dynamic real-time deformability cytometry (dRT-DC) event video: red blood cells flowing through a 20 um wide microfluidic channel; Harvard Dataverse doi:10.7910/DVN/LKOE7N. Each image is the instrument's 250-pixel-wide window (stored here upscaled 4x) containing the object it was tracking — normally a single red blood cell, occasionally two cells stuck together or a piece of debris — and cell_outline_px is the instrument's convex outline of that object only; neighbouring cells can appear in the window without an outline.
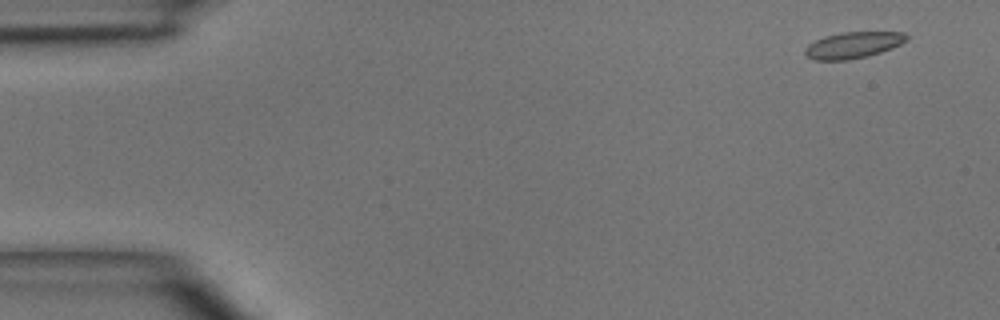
{"species": "common noctule bat (a hibernating species)", "species_latin": "Nyctalus noctula", "temperature_condition": "room temperature", "stored_images_in_passage": 4, "camera_frame_rate_fps": 3000, "um_per_image_px": 0.085, "animal": {"sex": "male", "body_mass_g": 15.6}, "frame": {"image": 1, "passage_image": 1, "time_ms": 0.0, "image_size_px": [1000, 320], "cell_outline_px": [[908, 40], [892, 48], [868, 56], [848, 60], [812, 60], [804, 52], [804, 48], [808, 44], [824, 36], [840, 32], [904, 32], [908, 36]], "centroid_in_image_um": [72.5, 3.83], "position_along_channel_um": 12.5, "area_um2": 15.66}}